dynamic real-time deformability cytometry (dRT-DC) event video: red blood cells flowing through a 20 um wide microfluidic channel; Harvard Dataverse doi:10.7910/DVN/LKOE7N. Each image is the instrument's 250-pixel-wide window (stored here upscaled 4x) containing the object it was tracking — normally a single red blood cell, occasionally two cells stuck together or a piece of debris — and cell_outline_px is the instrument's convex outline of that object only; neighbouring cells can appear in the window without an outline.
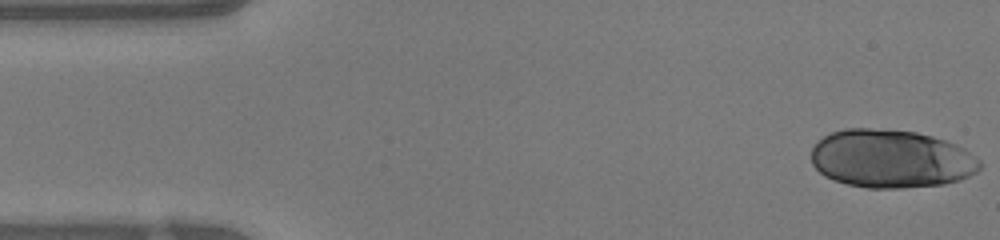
{"species": "human", "species_latin": "Homo sapiens", "temperature_condition": "warm", "stored_images_in_passage": 46, "camera_frame_rate_fps": 3000, "um_per_image_px": 0.085, "donor": {"sex": "female"}, "frame": {"image": 1, "passage_image": 1, "time_ms": 0.0, "image_size_px": [1000, 240], "cell_outline_px": [[980, 168], [976, 172], [960, 180], [944, 184], [904, 188], [868, 188], [848, 184], [832, 180], [824, 176], [812, 164], [812, 148], [824, 136], [832, 132], [844, 128], [868, 128], [916, 132], [932, 136], [956, 144], [964, 148], [976, 156], [980, 160]], "centroid_in_image_um": [75.75, 13.5], "position_along_channel_um": 9.3, "area_um2": 57.34}}
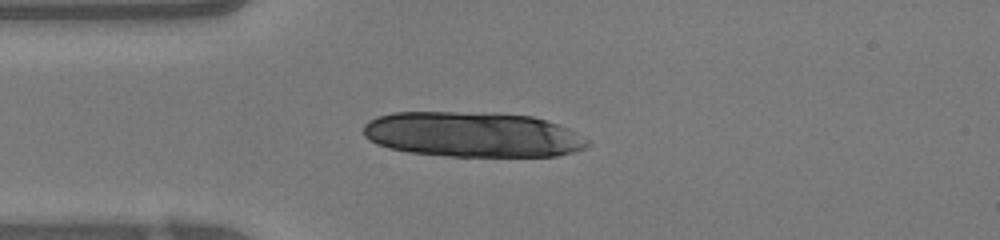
{"frame": {"image": 2, "passage_image": 11, "time_ms": 3.333, "image_size_px": [1000, 240], "cell_outline_px": [[592, 144], [584, 148], [572, 152], [556, 156], [448, 156], [408, 152], [388, 148], [376, 144], [368, 140], [364, 136], [364, 124], [368, 120], [376, 116], [392, 112], [496, 112], [532, 116], [568, 128], [588, 140]], "centroid_in_image_um": [40.13, 11.42], "position_along_channel_um": 44.9, "area_um2": 59.48}}